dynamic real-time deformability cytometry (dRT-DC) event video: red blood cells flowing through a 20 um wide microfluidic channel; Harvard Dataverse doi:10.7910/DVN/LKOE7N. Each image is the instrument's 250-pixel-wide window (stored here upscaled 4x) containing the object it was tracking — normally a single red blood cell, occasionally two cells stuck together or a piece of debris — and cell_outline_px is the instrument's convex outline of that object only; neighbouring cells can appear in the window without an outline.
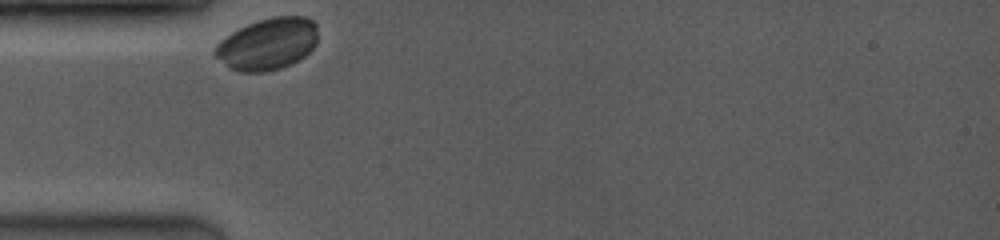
{"species": "common noctule bat (a hibernating species)", "species_latin": "Nyctalus noctula", "temperature_condition": "room temperature", "stored_images_in_passage": 3, "camera_frame_rate_fps": 3500, "um_per_image_px": 0.085, "animal": {"sex": "female", "body_mass_g": 19.0, "forearm_length_mm": 53.3}, "frame": {"image": 1, "passage_image": 1, "time_ms": 0.0, "image_size_px": [1000, 240], "cell_outline_px": [[316, 44], [304, 56], [280, 68], [264, 72], [240, 72], [228, 68], [212, 52], [216, 44], [220, 40], [232, 32], [256, 20], [272, 16], [304, 16], [312, 20], [316, 24]], "centroid_in_image_um": [22.71, 3.73], "position_along_channel_um": 62.3, "area_um2": 30.98}}